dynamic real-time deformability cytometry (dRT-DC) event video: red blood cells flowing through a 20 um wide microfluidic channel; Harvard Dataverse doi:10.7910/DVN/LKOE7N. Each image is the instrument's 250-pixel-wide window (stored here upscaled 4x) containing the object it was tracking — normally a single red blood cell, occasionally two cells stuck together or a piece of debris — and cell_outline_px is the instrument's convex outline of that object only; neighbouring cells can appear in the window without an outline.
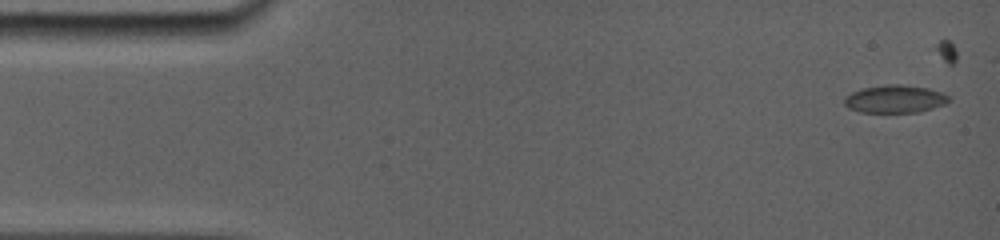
{"species": "common noctule bat (a hibernating species)", "species_latin": "Nyctalus noctula", "temperature_condition": "room temperature", "stored_images_in_passage": 28, "camera_frame_rate_fps": 5000, "um_per_image_px": 0.085, "animal": {"sex": "female", "body_mass_g": 19.0, "forearm_length_mm": 56.7}, "frame": {"image": 1, "passage_image": 1, "time_ms": 0.0, "image_size_px": [1000, 240], "cell_outline_px": [[952, 100], [944, 104], [920, 112], [860, 112], [848, 108], [844, 104], [844, 96], [852, 92], [864, 88], [888, 84], [900, 84], [928, 88], [940, 92], [948, 96]], "centroid_in_image_um": [76.06, 8.41], "position_along_channel_um": 8.9, "area_um2": 16.88}}
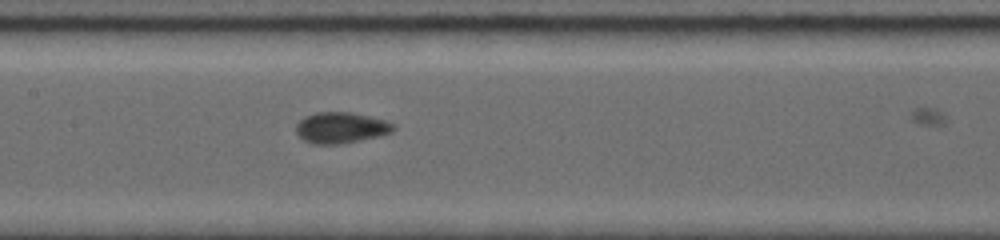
{"frame": {"image": 2, "passage_image": 14, "time_ms": 7.4, "image_size_px": [1000, 240], "cell_outline_px": [[396, 128], [392, 132], [380, 136], [344, 144], [312, 144], [304, 140], [296, 132], [296, 124], [304, 116], [316, 112], [352, 112], [384, 120], [396, 124]], "centroid_in_image_um": [29.0, 10.86], "position_along_channel_um": 178.4, "area_um2": 17.8}}
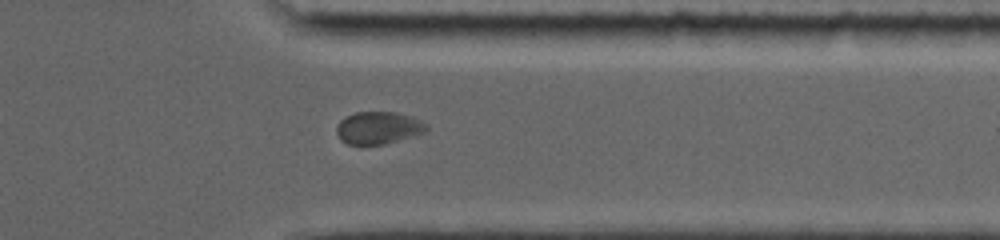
{"frame": {"image": 3, "passage_image": 24, "time_ms": 12.6, "image_size_px": [1000, 240], "cell_outline_px": [[428, 128], [424, 132], [384, 144], [348, 144], [340, 140], [336, 132], [336, 128], [340, 120], [356, 112], [396, 112], [412, 116], [428, 124]], "centroid_in_image_um": [32.15, 10.85], "position_along_channel_um": 379.2, "area_um2": 16.82}}